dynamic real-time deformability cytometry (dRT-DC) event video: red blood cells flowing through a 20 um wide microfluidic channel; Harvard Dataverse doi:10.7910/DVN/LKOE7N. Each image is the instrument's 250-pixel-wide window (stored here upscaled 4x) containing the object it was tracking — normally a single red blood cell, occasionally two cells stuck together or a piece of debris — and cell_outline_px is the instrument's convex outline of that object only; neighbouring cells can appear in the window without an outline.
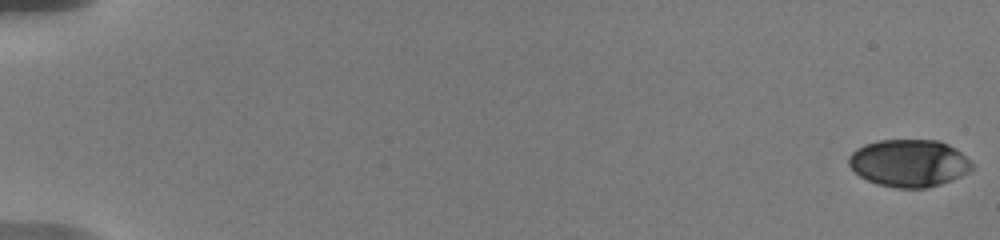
{"species": "human", "species_latin": "Homo sapiens", "temperature_condition": "warm", "stored_images_in_passage": 54, "camera_frame_rate_fps": 3000, "um_per_image_px": 0.085, "donor": {"sex": "male"}, "frame": {"image": 1, "passage_image": 1, "time_ms": 0.0, "image_size_px": [1000, 240], "cell_outline_px": [[972, 168], [968, 172], [952, 180], [928, 188], [896, 188], [876, 184], [860, 176], [848, 164], [848, 156], [856, 148], [864, 144], [880, 140], [940, 140], [948, 144], [960, 152], [972, 164]], "centroid_in_image_um": [77.24, 13.86], "position_along_channel_um": 7.8, "area_um2": 33.99}}
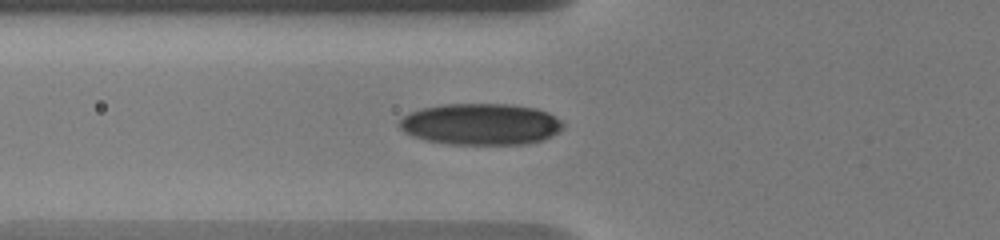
{"frame": {"image": 2, "passage_image": 24, "time_ms": 7.333, "image_size_px": [1000, 240], "cell_outline_px": [[564, 128], [560, 132], [544, 140], [528, 144], [448, 144], [424, 140], [412, 136], [404, 132], [396, 124], [408, 112], [420, 108], [444, 104], [512, 104], [536, 108], [548, 112], [560, 120], [564, 124]], "centroid_in_image_um": [40.86, 10.55], "position_along_channel_um": 84.9, "area_um2": 40.11}}
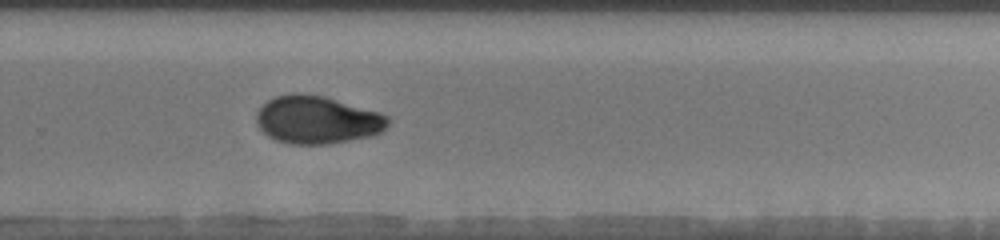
{"frame": {"image": 3, "passage_image": 42, "time_ms": 13.333, "image_size_px": [1000, 240], "cell_outline_px": [[388, 124], [380, 132], [372, 136], [328, 144], [288, 144], [276, 140], [268, 136], [256, 124], [256, 112], [268, 100], [276, 96], [292, 92], [300, 92], [324, 96], [380, 112], [388, 116]], "centroid_in_image_um": [26.94, 10.18], "position_along_channel_um": 302.9, "area_um2": 36.82}, "authors_computed_cell_mechanics": {"area_um2": 35.6048, "velocity_mm_per_s": 3.6311, "shape_relaxation_time_tau1_ms": 5.7071, "shape_relaxation_time_tau2_ms": 5.5116, "deformation_change_tau1": 0.1467, "deformation_change_tau2": 0.077}}